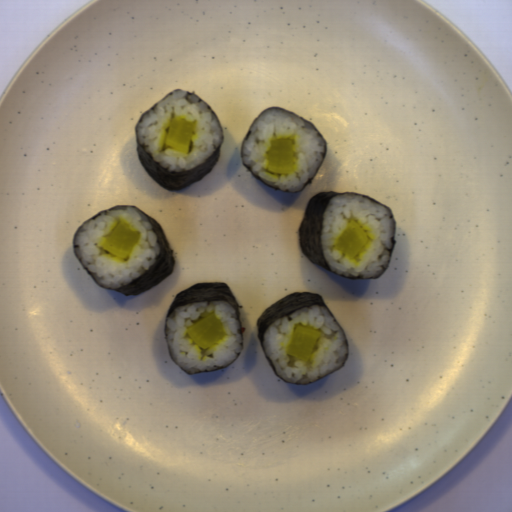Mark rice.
Segmentation results:
<instances>
[{
  "label": "rice",
  "instance_id": "obj_1",
  "mask_svg": "<svg viewBox=\"0 0 512 512\" xmlns=\"http://www.w3.org/2000/svg\"><path fill=\"white\" fill-rule=\"evenodd\" d=\"M321 246L324 259L332 271L348 277L377 279L387 268L393 248L395 220L391 209L357 194L335 195L323 214ZM351 218L361 223L370 235L367 247L353 261L333 248Z\"/></svg>",
  "mask_w": 512,
  "mask_h": 512
},
{
  "label": "rice",
  "instance_id": "obj_2",
  "mask_svg": "<svg viewBox=\"0 0 512 512\" xmlns=\"http://www.w3.org/2000/svg\"><path fill=\"white\" fill-rule=\"evenodd\" d=\"M141 230V238L132 248L127 259L117 257L99 243L121 219ZM158 237L148 217L132 206H118L108 213L85 222L74 237L75 255L101 287L121 288L136 277L149 271L156 257L161 255Z\"/></svg>",
  "mask_w": 512,
  "mask_h": 512
},
{
  "label": "rice",
  "instance_id": "obj_3",
  "mask_svg": "<svg viewBox=\"0 0 512 512\" xmlns=\"http://www.w3.org/2000/svg\"><path fill=\"white\" fill-rule=\"evenodd\" d=\"M294 138L296 170L291 175L268 172L266 152L270 139ZM326 151V142L307 121L280 108L268 109L251 125L242 146V160L263 183L286 192L301 191L309 178L315 176Z\"/></svg>",
  "mask_w": 512,
  "mask_h": 512
},
{
  "label": "rice",
  "instance_id": "obj_4",
  "mask_svg": "<svg viewBox=\"0 0 512 512\" xmlns=\"http://www.w3.org/2000/svg\"><path fill=\"white\" fill-rule=\"evenodd\" d=\"M185 116L187 120H197L193 135V148L185 153L165 149L166 130L171 117ZM138 142L145 145L144 151L152 154V159L167 171L182 172L197 167L208 160L223 141L224 131L217 116L198 96L188 95L177 89L161 100L153 110L141 116L136 126Z\"/></svg>",
  "mask_w": 512,
  "mask_h": 512
},
{
  "label": "rice",
  "instance_id": "obj_5",
  "mask_svg": "<svg viewBox=\"0 0 512 512\" xmlns=\"http://www.w3.org/2000/svg\"><path fill=\"white\" fill-rule=\"evenodd\" d=\"M313 326L325 334L309 362L286 355L295 324ZM266 355L273 362L278 376L287 382L309 383L336 370L346 361L348 349L342 328L326 306L312 305L286 314L271 323L264 333Z\"/></svg>",
  "mask_w": 512,
  "mask_h": 512
},
{
  "label": "rice",
  "instance_id": "obj_6",
  "mask_svg": "<svg viewBox=\"0 0 512 512\" xmlns=\"http://www.w3.org/2000/svg\"><path fill=\"white\" fill-rule=\"evenodd\" d=\"M222 321L226 336L208 347L198 348L187 335V327L212 313ZM241 322L233 304L226 300L191 302L171 311L165 335L172 360L185 372L199 373L228 367L243 350Z\"/></svg>",
  "mask_w": 512,
  "mask_h": 512
}]
</instances>
